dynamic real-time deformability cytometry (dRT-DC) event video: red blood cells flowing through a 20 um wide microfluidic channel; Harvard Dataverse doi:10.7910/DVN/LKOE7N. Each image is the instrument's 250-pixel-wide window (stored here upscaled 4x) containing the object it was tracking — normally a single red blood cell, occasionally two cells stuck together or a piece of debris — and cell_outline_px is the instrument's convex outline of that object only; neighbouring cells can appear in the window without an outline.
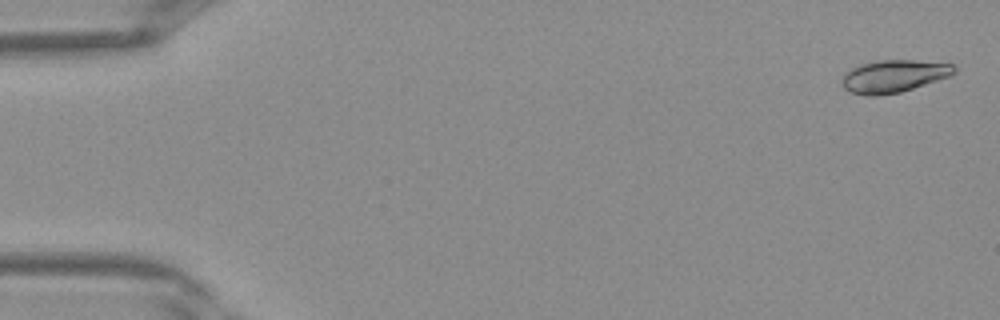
{"species": "Egyptian fruit bat (a non-hibernating species)", "species_latin": "Rousettus aegyptiacus", "temperature_condition": "warm", "stored_images_in_passage": 40, "camera_frame_rate_fps": 3000, "um_per_image_px": 0.085, "frame": {"image": 1, "passage_image": 1, "time_ms": 0.0, "image_size_px": [1000, 320], "cell_outline_px": [[956, 72], [952, 76], [900, 92], [876, 96], [868, 96], [852, 92], [844, 88], [840, 84], [844, 76], [852, 68], [860, 64], [880, 60], [912, 60], [952, 64], [956, 68]], "centroid_in_image_um": [75.99, 6.48], "position_along_channel_um": 9.0, "area_um2": 21.15}}
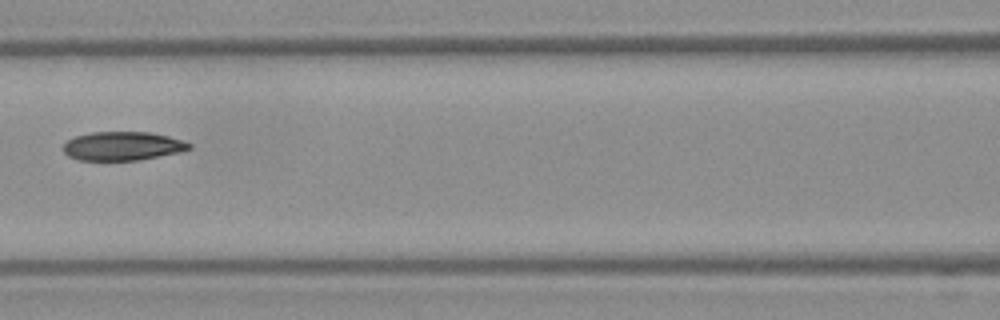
{"frame": {"image": 2, "passage_image": 18, "time_ms": 5.667, "image_size_px": [1000, 320], "cell_outline_px": [[192, 148], [180, 152], [140, 160], [76, 160], [68, 156], [64, 152], [64, 144], [68, 140], [76, 136], [92, 132], [148, 132], [168, 136], [192, 144]], "centroid_in_image_um": [10.42, 12.42], "position_along_channel_um": 156.2, "area_um2": 21.04}}
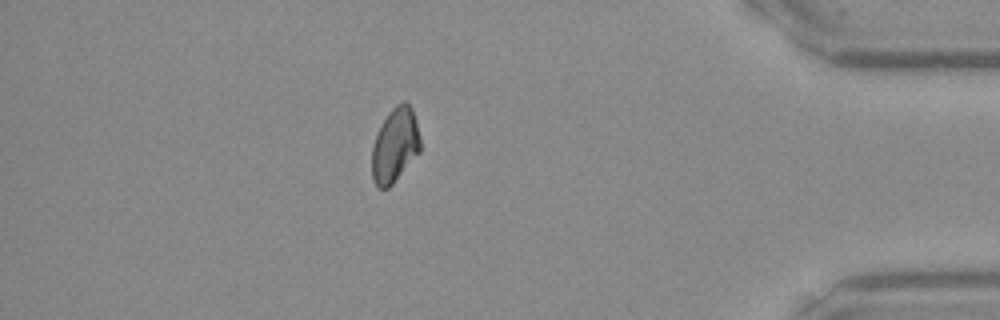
{"frame": {"image": 3, "passage_image": 35, "time_ms": 11.333, "image_size_px": [1000, 320], "cell_outline_px": [[420, 152], [392, 184], [388, 188], [376, 188], [372, 180], [372, 144], [388, 112], [396, 104], [404, 100], [412, 108], [416, 120], [420, 140]], "centroid_in_image_um": [33.56, 12.35], "position_along_channel_um": 401.6, "area_um2": 20.98}}